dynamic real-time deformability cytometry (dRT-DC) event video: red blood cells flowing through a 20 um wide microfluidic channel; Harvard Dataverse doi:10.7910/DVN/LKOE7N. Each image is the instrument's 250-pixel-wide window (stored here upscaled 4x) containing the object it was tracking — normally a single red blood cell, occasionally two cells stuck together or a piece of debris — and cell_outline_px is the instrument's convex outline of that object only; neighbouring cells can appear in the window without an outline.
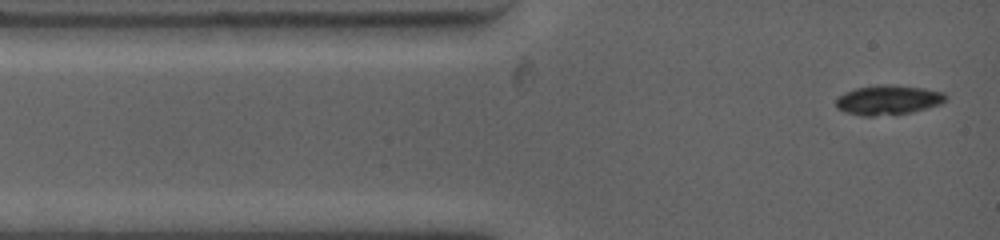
{"species": "common noctule bat (a hibernating species)", "species_latin": "Nyctalus noctula", "temperature_condition": "warm", "stored_images_in_passage": 37, "camera_frame_rate_fps": 4500, "um_per_image_px": 0.085, "animal": {"sex": "female", "body_mass_g": 19.0, "forearm_length_mm": 53.3}, "frame": {"image": 1, "passage_image": 1, "time_ms": 0.0, "image_size_px": [1000, 240], "cell_outline_px": [[948, 100], [940, 104], [928, 108], [912, 112], [876, 116], [860, 116], [844, 112], [836, 108], [836, 96], [844, 92], [856, 88], [880, 84], [884, 84], [924, 88], [944, 92], [948, 96]], "centroid_in_image_um": [75.48, 8.5], "position_along_channel_um": 9.5, "area_um2": 19.25}}
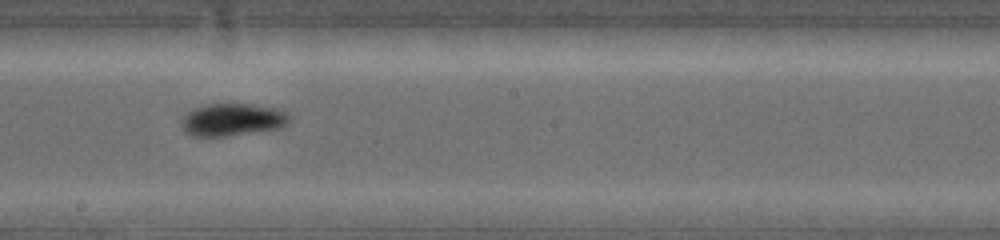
{"frame": {"image": 2, "passage_image": 15, "time_ms": 6.667, "image_size_px": [1000, 240], "cell_outline_px": [[292, 116], [280, 128], [228, 136], [192, 136], [184, 132], [180, 124], [180, 120], [188, 112], [196, 108], [208, 104], [256, 104], [276, 108], [288, 112]], "centroid_in_image_um": [19.75, 10.17], "position_along_channel_um": 228.5, "area_um2": 20.52}}
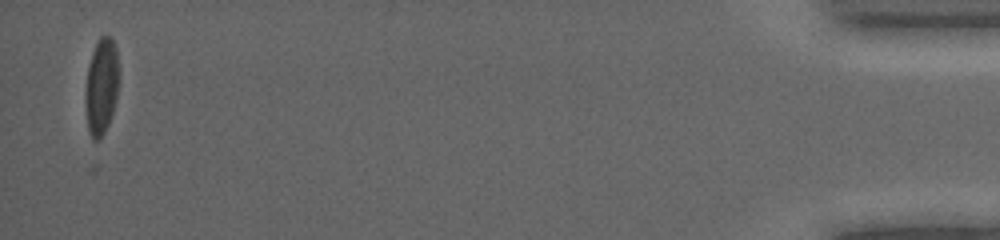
{"frame": {"image": 3, "passage_image": 36, "time_ms": 15.556, "image_size_px": [1000, 240], "cell_outline_px": [[120, 80], [116, 100], [108, 124], [100, 140], [92, 140], [88, 132], [84, 104], [84, 92], [88, 64], [92, 52], [100, 36], [112, 36], [116, 48], [120, 72]], "centroid_in_image_um": [8.61, 7.34], "position_along_channel_um": 426.6, "area_um2": 19.59}, "authors_computed_cell_mechanics": {"area_um2": 19.5364, "velocity_mm_per_s": 3.8364, "shape_relaxation_time_tau1_ms": 6.4712, "shape_relaxation_time_tau2_ms": 2.8335, "deformation_change_tau1": 0.1044, "deformation_change_tau2": 0.0506}}